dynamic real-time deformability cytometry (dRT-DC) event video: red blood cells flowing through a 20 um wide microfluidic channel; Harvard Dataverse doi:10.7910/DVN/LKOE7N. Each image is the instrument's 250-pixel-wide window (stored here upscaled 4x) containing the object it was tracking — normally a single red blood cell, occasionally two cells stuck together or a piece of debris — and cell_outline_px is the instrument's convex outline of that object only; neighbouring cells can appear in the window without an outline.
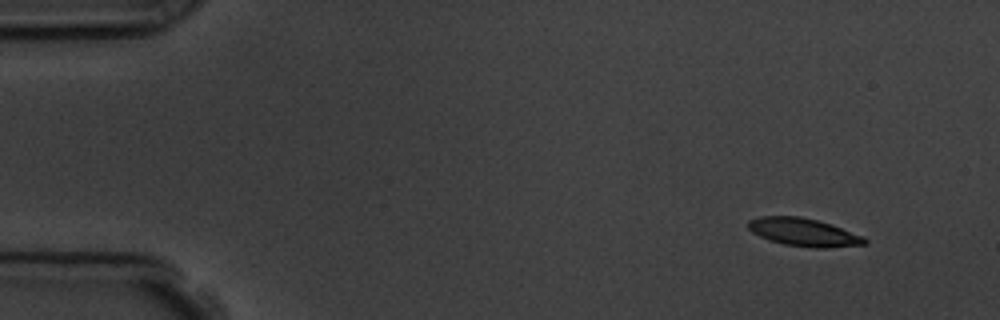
{"species": "common noctule bat (a hibernating species)", "species_latin": "Nyctalus noctula", "temperature_condition": "room temperature", "stored_images_in_passage": 4, "camera_frame_rate_fps": 3000, "um_per_image_px": 0.085, "animal": {"sex": "male", "body_mass_g": 19.5, "forearm_length_mm": 54.6}, "frame": {"image": 1, "passage_image": 1, "time_ms": 0.0, "image_size_px": [1000, 320], "cell_outline_px": [[868, 244], [824, 248], [812, 248], [784, 244], [760, 236], [752, 232], [748, 228], [748, 220], [760, 216], [800, 216], [816, 220], [864, 236], [868, 240]], "centroid_in_image_um": [68.31, 19.74], "position_along_channel_um": 16.7, "area_um2": 18.79}}
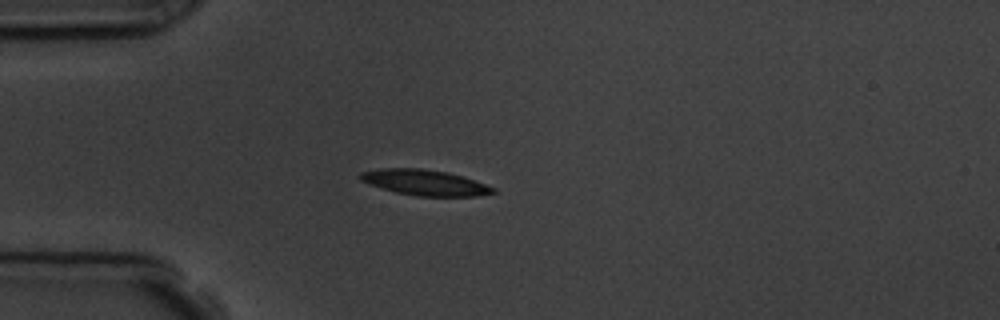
{"frame": {"image": 2, "passage_image": 4, "time_ms": 3.333, "image_size_px": [1000, 320], "cell_outline_px": [[496, 192], [476, 196], [416, 196], [396, 192], [360, 180], [360, 172], [384, 168], [420, 168], [448, 172], [464, 176], [496, 188]], "centroid_in_image_um": [36.16, 15.51], "position_along_channel_um": 48.8, "area_um2": 19.65}}